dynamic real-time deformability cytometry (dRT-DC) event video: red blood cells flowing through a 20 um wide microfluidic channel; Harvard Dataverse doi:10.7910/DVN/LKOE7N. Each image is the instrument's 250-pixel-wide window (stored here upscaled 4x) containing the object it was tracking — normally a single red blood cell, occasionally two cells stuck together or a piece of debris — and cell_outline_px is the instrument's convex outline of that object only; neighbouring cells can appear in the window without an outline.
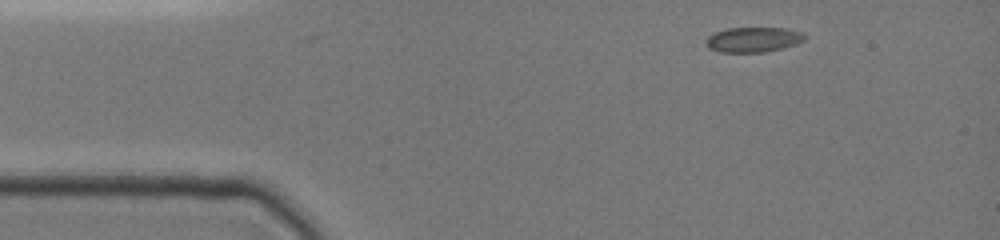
{"species": "common noctule bat (a hibernating species)", "species_latin": "Nyctalus noctula", "temperature_condition": "cold", "stored_images_in_passage": 25, "camera_frame_rate_fps": 3000, "um_per_image_px": 0.085, "animal": {"sex": "female", "body_mass_g": 19.0, "forearm_length_mm": 51.5}, "frame": {"image": 1, "passage_image": 1, "time_ms": 0.0, "image_size_px": [1000, 240], "cell_outline_px": [[808, 36], [804, 40], [796, 44], [764, 52], [720, 52], [708, 48], [704, 44], [704, 40], [708, 36], [716, 32], [728, 28], [784, 28], [804, 32]], "centroid_in_image_um": [64.02, 3.36], "position_along_channel_um": 21.0, "area_um2": 14.51}}
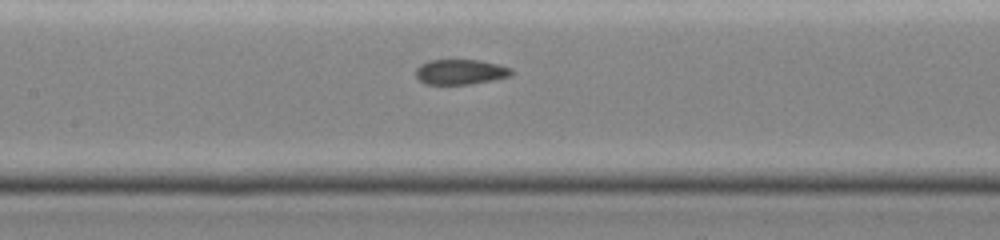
{"frame": {"image": 2, "passage_image": 15, "time_ms": 4.667, "image_size_px": [1000, 240], "cell_outline_px": [[512, 76], [492, 80], [468, 84], [428, 84], [420, 80], [416, 76], [416, 68], [420, 64], [428, 60], [480, 60], [500, 64], [512, 68]], "centroid_in_image_um": [39.16, 6.1], "position_along_channel_um": 168.2, "area_um2": 14.05}}
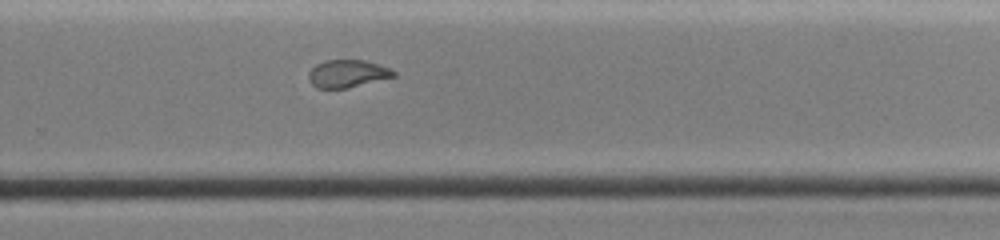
{"frame": {"image": 3, "passage_image": 25, "time_ms": 8.0, "image_size_px": [1000, 240], "cell_outline_px": [[396, 76], [348, 88], [316, 88], [308, 80], [308, 72], [316, 64], [324, 60], [364, 60], [392, 68], [396, 72]], "centroid_in_image_um": [29.53, 6.25], "position_along_channel_um": 300.3, "area_um2": 13.81}}